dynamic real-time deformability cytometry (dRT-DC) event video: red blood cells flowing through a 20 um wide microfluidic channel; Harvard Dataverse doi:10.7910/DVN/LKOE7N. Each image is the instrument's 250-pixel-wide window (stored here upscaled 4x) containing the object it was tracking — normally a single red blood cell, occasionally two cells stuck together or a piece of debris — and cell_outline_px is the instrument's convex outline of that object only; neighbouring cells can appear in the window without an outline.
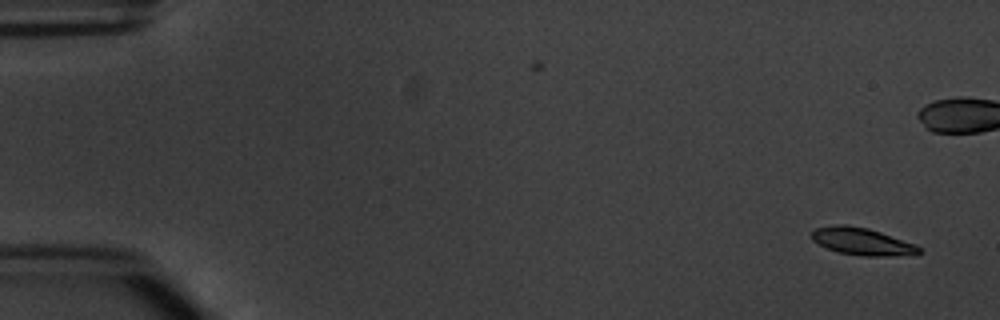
{"species": "common noctule bat (a hibernating species)", "species_latin": "Nyctalus noctula", "temperature_condition": "warm", "stored_images_in_passage": 2, "camera_frame_rate_fps": 3000, "um_per_image_px": 0.085, "animal": {"sex": "male", "body_mass_g": 20.1, "forearm_length_mm": 53.5}, "frame": {"image": 1, "passage_image": 2, "time_ms": 2.0, "image_size_px": [1000, 320], "cell_outline_px": [[924, 252], [916, 256], [864, 256], [836, 252], [812, 240], [812, 232], [816, 228], [836, 224], [848, 224], [868, 228], [916, 244]], "centroid_in_image_um": [73.36, 20.54], "position_along_channel_um": 11.6, "area_um2": 17.34}}